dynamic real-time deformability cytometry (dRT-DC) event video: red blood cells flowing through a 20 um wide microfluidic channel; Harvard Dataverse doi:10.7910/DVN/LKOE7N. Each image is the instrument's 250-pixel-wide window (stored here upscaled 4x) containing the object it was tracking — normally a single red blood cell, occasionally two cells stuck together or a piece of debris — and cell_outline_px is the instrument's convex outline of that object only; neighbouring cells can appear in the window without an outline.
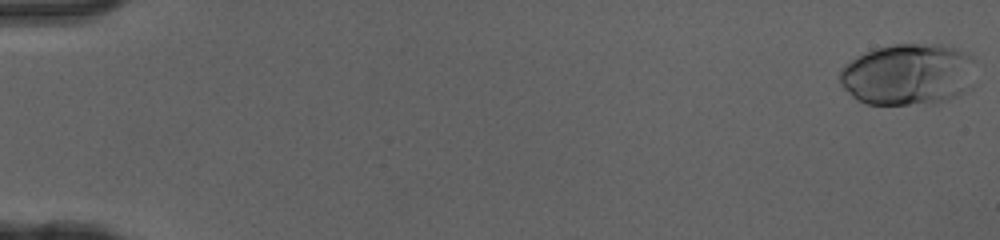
{"species": "human", "species_latin": "Homo sapiens", "temperature_condition": "cold", "stored_images_in_passage": 51, "camera_frame_rate_fps": 3000, "um_per_image_px": 0.085, "donor": {"sex": "female"}, "frame": {"image": 1, "passage_image": 1, "time_ms": 0.0, "image_size_px": [1000, 240], "cell_outline_px": [[976, 60], [964, 92], [948, 100], [936, 104], [868, 104], [856, 100], [840, 84], [840, 72], [852, 60], [864, 52], [876, 48], [892, 44], [944, 44], [968, 52]], "centroid_in_image_um": [77.19, 6.32], "position_along_channel_um": 7.8, "area_um2": 48.78}}
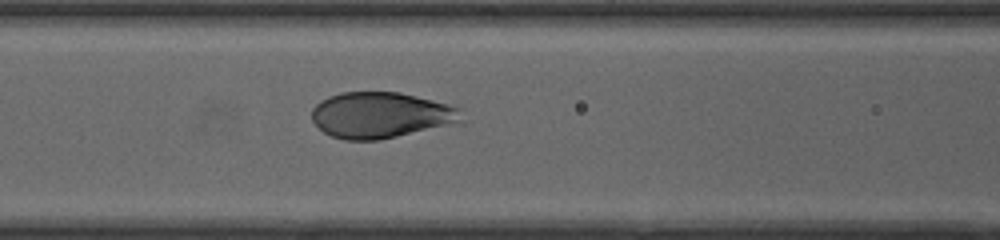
{"frame": {"image": 2, "passage_image": 23, "time_ms": 7.333, "image_size_px": [1000, 240], "cell_outline_px": [[460, 124], [376, 140], [344, 140], [332, 136], [324, 132], [312, 120], [312, 108], [320, 100], [328, 96], [340, 92], [400, 92], [448, 104], [460, 108]], "centroid_in_image_um": [32.37, 9.78], "position_along_channel_um": 134.2, "area_um2": 40.23}}
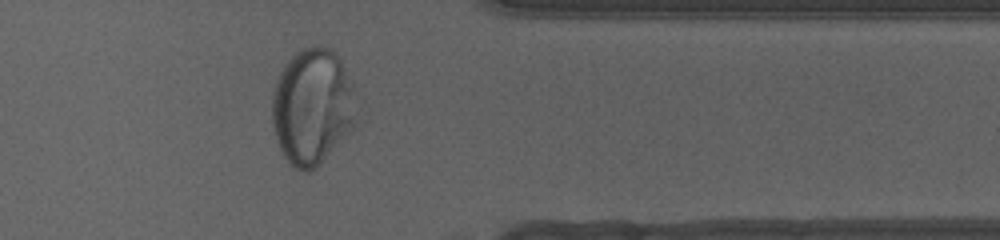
{"frame": {"image": 3, "passage_image": 42, "time_ms": 13.667, "image_size_px": [1000, 240], "cell_outline_px": [[356, 128], [316, 168], [308, 172], [304, 172], [296, 168], [284, 156], [276, 140], [272, 124], [272, 92], [276, 80], [284, 64], [300, 48], [332, 48], [340, 60], [352, 80]], "centroid_in_image_um": [26.55, 9.1], "position_along_channel_um": 384.9, "area_um2": 57.4}, "authors_computed_cell_mechanics": {"area_um2": 44.9106, "velocity_mm_per_s": 4.0788, "shape_relaxation_time_tau1_ms": 5.3816, "shape_relaxation_time_tau2_ms": null, "deformation_change_tau1": 0.26, "deformation_change_tau2": null}}